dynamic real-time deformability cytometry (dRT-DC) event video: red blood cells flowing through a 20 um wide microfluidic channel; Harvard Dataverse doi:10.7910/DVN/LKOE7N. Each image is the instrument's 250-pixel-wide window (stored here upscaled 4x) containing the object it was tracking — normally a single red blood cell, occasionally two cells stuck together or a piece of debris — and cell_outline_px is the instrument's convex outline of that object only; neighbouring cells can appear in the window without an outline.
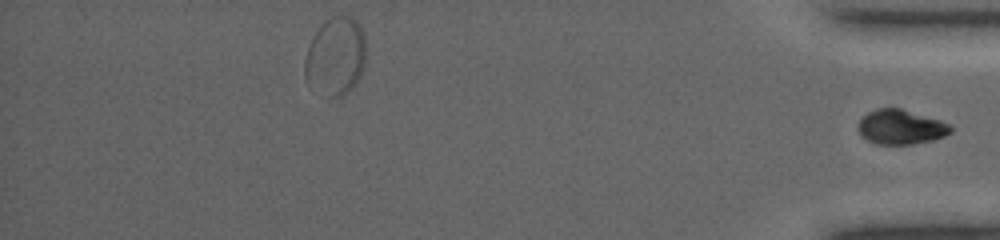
{"species": "common noctule bat (a hibernating species)", "species_latin": "Nyctalus noctula", "temperature_condition": "warm", "stored_images_in_passage": 59, "segment_of_instrument_passage": [2, 2], "camera_frame_rate_fps": 4500, "um_per_image_px": 0.085, "animal": {"sex": "female", "body_mass_g": 19.0, "forearm_length_mm": 53.3}, "frame": {"image": 1, "passage_image": 59, "time_ms": 14.222, "image_size_px": [1000, 240], "cell_outline_px": [[952, 132], [944, 136], [932, 140], [912, 144], [876, 144], [868, 140], [860, 132], [860, 120], [868, 112], [876, 108], [900, 108], [948, 124], [952, 128]], "centroid_in_image_um": [76.57, 10.8], "position_along_channel_um": 358.6, "area_um2": 18.09}}